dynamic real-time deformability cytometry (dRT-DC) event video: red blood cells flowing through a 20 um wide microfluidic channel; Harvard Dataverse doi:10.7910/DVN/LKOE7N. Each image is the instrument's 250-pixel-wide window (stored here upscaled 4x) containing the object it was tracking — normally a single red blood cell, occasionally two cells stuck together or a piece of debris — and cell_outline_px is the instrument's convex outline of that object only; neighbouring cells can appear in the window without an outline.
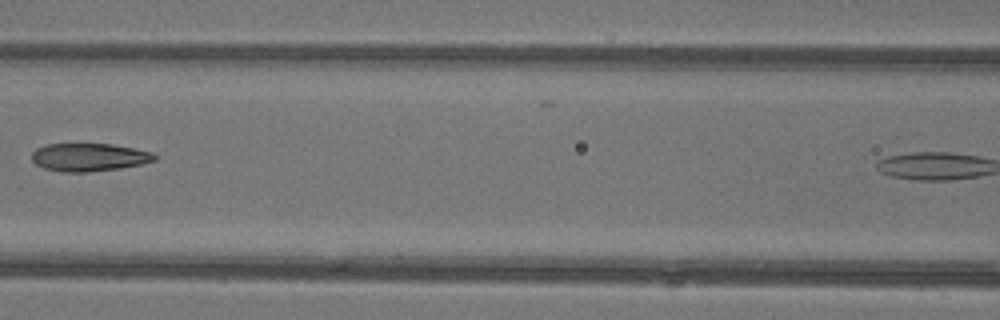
{"species": "common noctule bat (a hibernating species)", "species_latin": "Nyctalus noctula", "temperature_condition": "warm", "stored_images_in_passage": 4, "segment_of_instrument_passage": [1, 2], "camera_frame_rate_fps": 3000, "um_per_image_px": 0.085, "animal": {"sex": "female"}, "frame": {"image": 1, "passage_image": 3, "time_ms": 0.667, "image_size_px": [1000, 320], "cell_outline_px": [[156, 160], [140, 164], [120, 168], [88, 172], [64, 172], [44, 168], [36, 164], [32, 160], [32, 152], [36, 148], [48, 144], [112, 144], [152, 152], [156, 156]], "centroid_in_image_um": [7.55, 13.36], "position_along_channel_um": 159.0, "area_um2": 19.88}}